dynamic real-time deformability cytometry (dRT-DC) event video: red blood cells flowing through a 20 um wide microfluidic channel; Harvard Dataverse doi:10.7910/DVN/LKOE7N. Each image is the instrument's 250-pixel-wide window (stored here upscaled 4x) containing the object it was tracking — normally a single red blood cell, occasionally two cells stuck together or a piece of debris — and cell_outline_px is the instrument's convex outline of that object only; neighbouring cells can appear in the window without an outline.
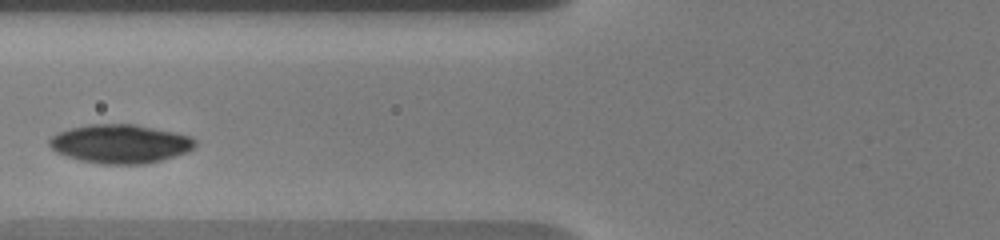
{"species": "human", "species_latin": "Homo sapiens", "temperature_condition": "warm", "stored_images_in_passage": 5, "camera_frame_rate_fps": 3000, "um_per_image_px": 0.085, "donor": {"sex": "male"}, "frame": {"image": 1, "passage_image": 4, "time_ms": 2.0, "image_size_px": [1000, 240], "cell_outline_px": [[196, 144], [192, 148], [184, 152], [160, 160], [140, 164], [104, 164], [80, 160], [56, 152], [48, 144], [48, 140], [52, 136], [60, 132], [72, 128], [88, 124], [136, 124], [172, 132], [188, 136], [196, 140]], "centroid_in_image_um": [10.17, 12.21], "position_along_channel_um": 115.6, "area_um2": 32.37}}